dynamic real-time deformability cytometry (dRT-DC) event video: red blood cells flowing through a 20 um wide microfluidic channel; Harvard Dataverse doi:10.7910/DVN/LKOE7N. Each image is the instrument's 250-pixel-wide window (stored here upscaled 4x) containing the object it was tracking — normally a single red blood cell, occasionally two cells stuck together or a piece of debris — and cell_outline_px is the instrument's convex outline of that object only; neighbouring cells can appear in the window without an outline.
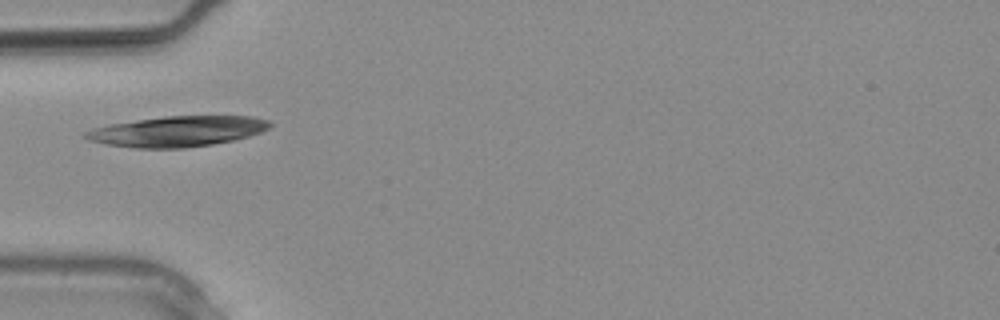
{"species": "common noctule bat (a hibernating species)", "species_latin": "Nyctalus noctula", "temperature_condition": "warm", "stored_images_in_passage": 10, "camera_frame_rate_fps": 3000, "um_per_image_px": 0.085, "animal": {"sex": "male", "body_mass_g": 20.4}, "frame": {"image": 1, "passage_image": 4, "time_ms": 1.0, "image_size_px": [1000, 320], "cell_outline_px": [[232, 136], [220, 140], [200, 144], [132, 144], [136, 124], [152, 120], [216, 120], [224, 124]], "centroid_in_image_um": [15.28, 11.23], "position_along_channel_um": 69.7, "area_um2": 15.2}}
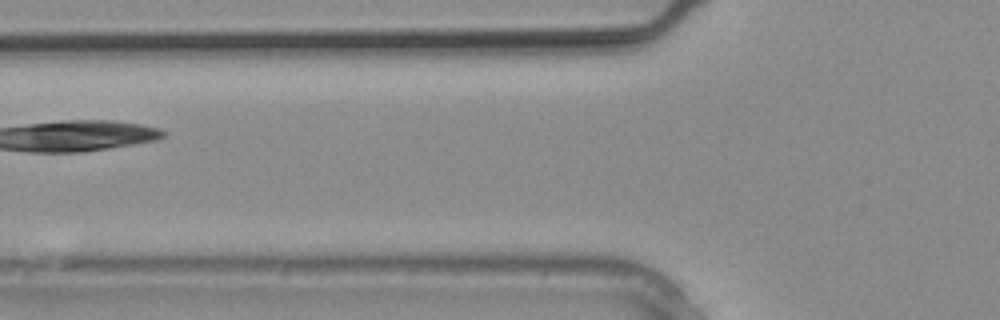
{"frame": {"image": 2, "passage_image": 6, "time_ms": 1.667, "image_size_px": [1000, 320], "cell_outline_px": [[152, 136], [92, 148], [20, 148], [28, 128], [44, 124], [80, 124], [152, 132]], "centroid_in_image_um": [6.6, 11.58], "position_along_channel_um": 119.2, "area_um2": 17.17}}